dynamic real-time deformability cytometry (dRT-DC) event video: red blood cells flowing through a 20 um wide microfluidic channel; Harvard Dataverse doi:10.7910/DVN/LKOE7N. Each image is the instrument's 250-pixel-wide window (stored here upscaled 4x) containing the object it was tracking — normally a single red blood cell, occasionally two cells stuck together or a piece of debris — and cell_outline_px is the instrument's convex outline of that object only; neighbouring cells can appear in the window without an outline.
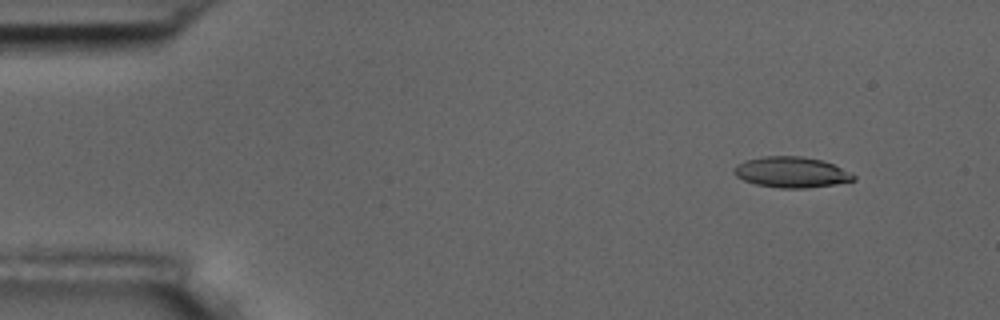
{"species": "common noctule bat (a hibernating species)", "species_latin": "Nyctalus noctula", "temperature_condition": "room temperature", "stored_images_in_passage": 4, "camera_frame_rate_fps": 3000, "um_per_image_px": 0.085, "animal": {"sex": "male", "body_mass_g": 17.5, "forearm_length_mm": 52.3}, "frame": {"image": 1, "passage_image": 1, "time_ms": 0.0, "image_size_px": [1000, 320], "cell_outline_px": [[856, 180], [832, 184], [804, 188], [780, 188], [756, 184], [744, 180], [736, 176], [732, 172], [732, 168], [736, 164], [744, 160], [764, 156], [800, 156], [820, 160], [832, 164], [856, 176]], "centroid_in_image_um": [67.19, 14.63], "position_along_channel_um": 17.8, "area_um2": 21.21}}
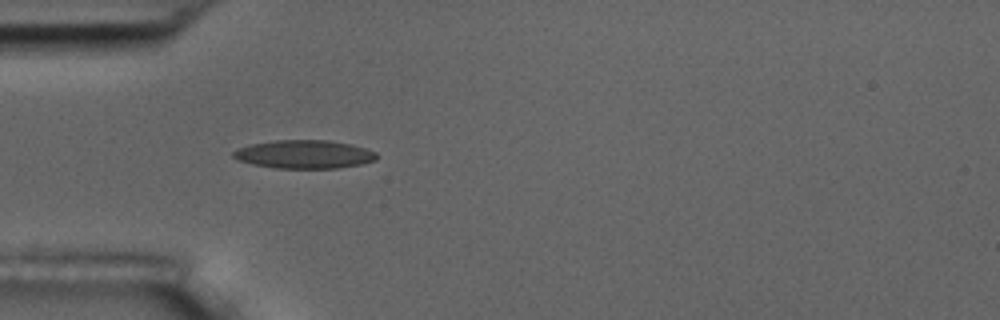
{"frame": {"image": 2, "passage_image": 4, "time_ms": 3.667, "image_size_px": [1000, 320], "cell_outline_px": [[376, 160], [364, 164], [336, 168], [276, 168], [252, 164], [240, 160], [232, 156], [232, 152], [248, 144], [276, 140], [328, 140], [352, 144], [376, 152]], "centroid_in_image_um": [25.87, 13.11], "position_along_channel_um": 59.1, "area_um2": 23.7}}